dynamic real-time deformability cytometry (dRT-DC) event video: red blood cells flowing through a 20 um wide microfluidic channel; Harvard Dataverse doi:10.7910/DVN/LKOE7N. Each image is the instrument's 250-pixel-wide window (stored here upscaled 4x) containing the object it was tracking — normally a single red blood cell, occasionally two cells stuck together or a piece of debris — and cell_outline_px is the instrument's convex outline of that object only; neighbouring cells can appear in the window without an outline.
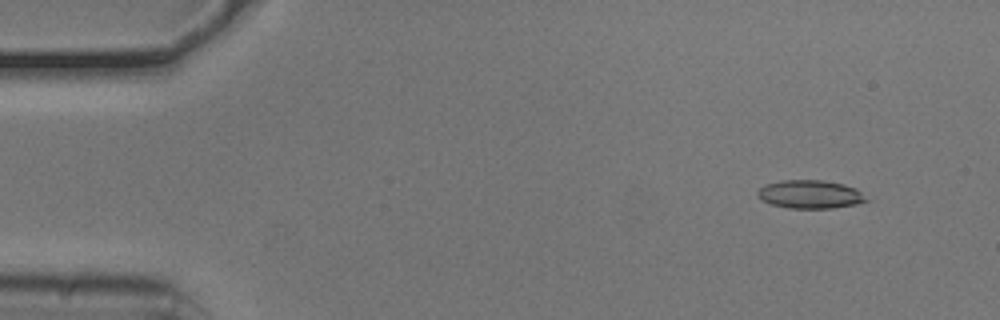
{"species": "common noctule bat (a hibernating species)", "species_latin": "Nyctalus noctula", "temperature_condition": "cold", "stored_images_in_passage": 51, "camera_frame_rate_fps": 3000, "um_per_image_px": 0.085, "animal": {"sex": "male", "body_mass_g": 20.5, "forearm_length_mm": 52.5}, "frame": {"image": 1, "passage_image": 5, "time_ms": 1.333, "image_size_px": [1000, 320], "cell_outline_px": [[868, 200], [856, 204], [832, 208], [788, 208], [772, 204], [760, 200], [756, 196], [756, 192], [760, 188], [768, 184], [780, 180], [824, 180], [844, 184], [856, 188]], "centroid_in_image_um": [68.83, 16.51], "position_along_channel_um": 16.2, "area_um2": 17.92}}
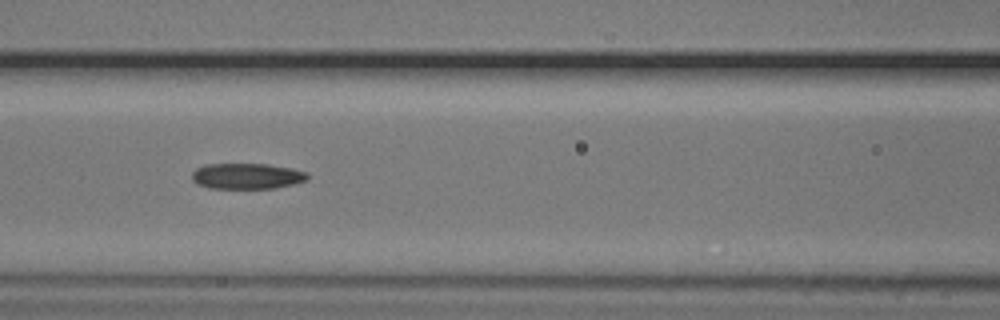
{"frame": {"image": 2, "passage_image": 23, "time_ms": 7.333, "image_size_px": [1000, 320], "cell_outline_px": [[308, 176], [304, 180], [292, 184], [276, 188], [208, 188], [196, 184], [192, 180], [192, 172], [196, 168], [204, 164], [268, 164], [292, 168], [308, 172]], "centroid_in_image_um": [20.94, 14.96], "position_along_channel_um": 145.7, "area_um2": 17.4}}
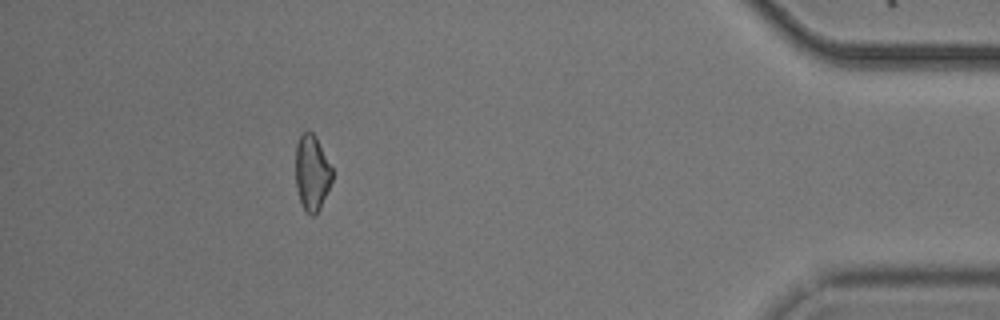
{"frame": {"image": 3, "passage_image": 48, "time_ms": 15.667, "image_size_px": [1000, 320], "cell_outline_px": [[332, 180], [320, 208], [312, 216], [304, 212], [300, 200], [296, 184], [296, 144], [300, 132], [312, 132], [316, 136], [332, 168]], "centroid_in_image_um": [26.5, 14.67], "position_along_channel_um": 408.7, "area_um2": 16.07}, "authors_computed_cell_mechanics": {"area_um2": 17.4556, "velocity_mm_per_s": 3.7969, "shape_relaxation_time_tau1_ms": 8.2722, "shape_relaxation_time_tau2_ms": 5.1225, "deformation_change_tau1": 0.151, "deformation_change_tau2": 0.1434}}